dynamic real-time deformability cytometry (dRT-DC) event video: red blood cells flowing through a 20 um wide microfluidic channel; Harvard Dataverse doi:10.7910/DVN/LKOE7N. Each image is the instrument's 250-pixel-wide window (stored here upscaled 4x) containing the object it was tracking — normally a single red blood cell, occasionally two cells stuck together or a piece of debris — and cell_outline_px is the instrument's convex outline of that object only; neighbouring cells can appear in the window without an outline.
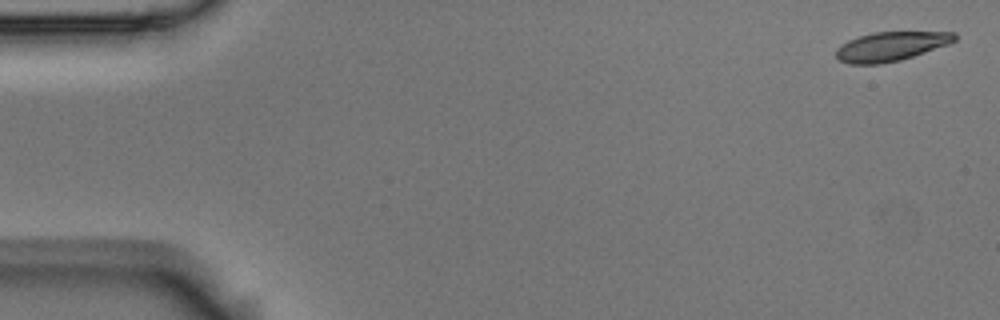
{"species": "Egyptian fruit bat (a non-hibernating species)", "species_latin": "Rousettus aegyptiacus", "temperature_condition": "room temperature", "stored_images_in_passage": 5, "camera_frame_rate_fps": 3000, "um_per_image_px": 0.085, "animal": {"sex": "male"}, "frame": {"image": 1, "passage_image": 1, "time_ms": 0.0, "image_size_px": [1000, 320], "cell_outline_px": [[956, 40], [948, 44], [900, 60], [880, 64], [848, 64], [840, 60], [836, 56], [836, 48], [848, 40], [872, 32], [956, 32]], "centroid_in_image_um": [75.7, 3.94], "position_along_channel_um": 9.3, "area_um2": 20.0}}
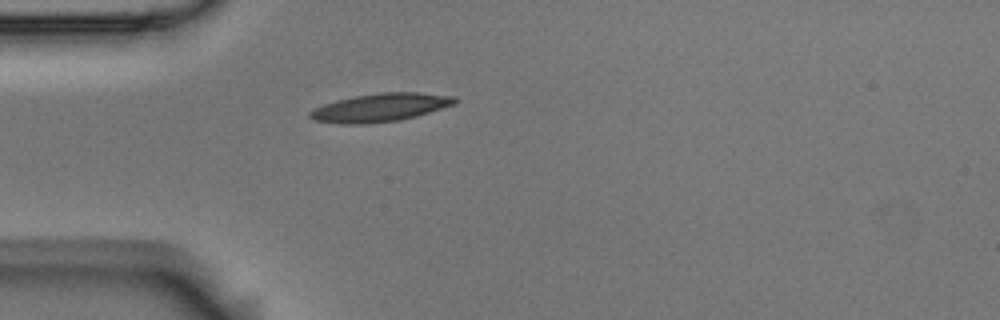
{"frame": {"image": 2, "passage_image": 5, "time_ms": 1.333, "image_size_px": [1000, 320], "cell_outline_px": [[456, 104], [416, 116], [400, 120], [360, 124], [344, 124], [316, 120], [308, 116], [308, 112], [324, 104], [336, 100], [352, 96], [380, 92], [416, 92], [456, 96]], "centroid_in_image_um": [32.34, 9.13], "position_along_channel_um": 52.7, "area_um2": 23.76}}